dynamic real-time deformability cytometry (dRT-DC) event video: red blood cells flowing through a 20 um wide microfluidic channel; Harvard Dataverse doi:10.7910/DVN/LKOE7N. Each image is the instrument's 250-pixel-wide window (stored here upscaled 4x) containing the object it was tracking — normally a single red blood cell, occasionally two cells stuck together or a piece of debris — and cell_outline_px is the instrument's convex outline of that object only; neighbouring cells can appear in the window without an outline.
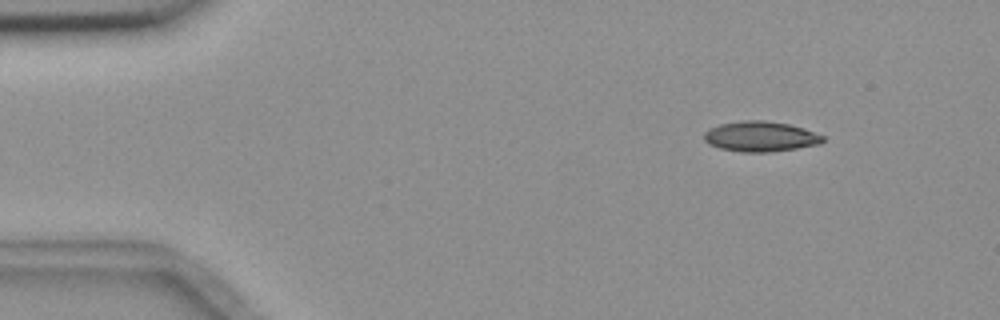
{"species": "common noctule bat (a hibernating species)", "species_latin": "Nyctalus noctula", "temperature_condition": "room temperature", "stored_images_in_passage": 6, "camera_frame_rate_fps": 3000, "um_per_image_px": 0.085, "animal": {"sex": "female", "body_mass_g": 18.4}, "frame": {"image": 1, "passage_image": 2, "time_ms": 1.333, "image_size_px": [1000, 320], "cell_outline_px": [[824, 140], [820, 144], [796, 148], [768, 152], [740, 152], [720, 148], [708, 144], [704, 140], [704, 132], [708, 128], [720, 124], [744, 120], [764, 120], [788, 124], [804, 128], [824, 136]], "centroid_in_image_um": [64.61, 11.6], "position_along_channel_um": 20.4, "area_um2": 20.98}}
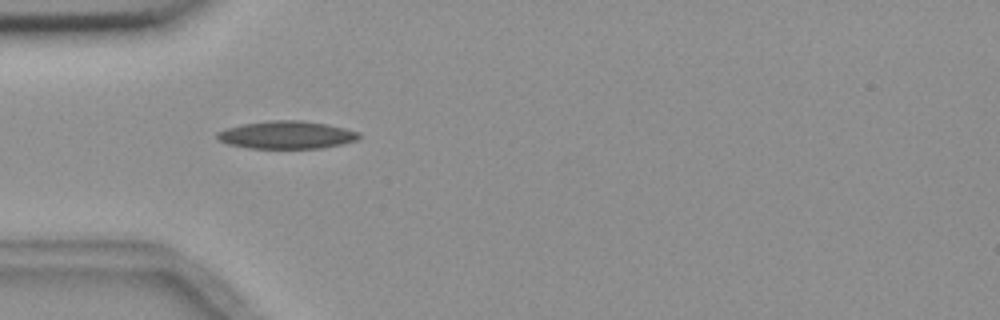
{"frame": {"image": 2, "passage_image": 5, "time_ms": 4.667, "image_size_px": [1000, 320], "cell_outline_px": [[360, 136], [356, 140], [344, 144], [320, 148], [248, 148], [228, 144], [220, 140], [216, 136], [216, 132], [228, 128], [244, 124], [276, 120], [300, 120], [324, 124], [344, 128], [360, 132]], "centroid_in_image_um": [24.38, 11.48], "position_along_channel_um": 60.6, "area_um2": 22.66}}